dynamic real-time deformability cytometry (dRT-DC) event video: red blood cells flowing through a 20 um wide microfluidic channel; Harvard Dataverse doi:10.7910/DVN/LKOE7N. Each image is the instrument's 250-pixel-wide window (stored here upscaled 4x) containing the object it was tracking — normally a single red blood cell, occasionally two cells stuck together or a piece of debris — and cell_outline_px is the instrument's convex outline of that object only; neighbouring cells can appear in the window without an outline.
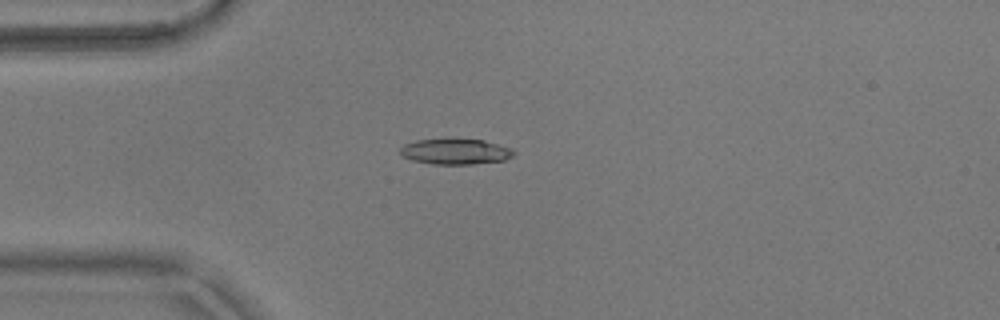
{"species": "common noctule bat (a hibernating species)", "species_latin": "Nyctalus noctula", "temperature_condition": "warm", "stored_images_in_passage": 53, "camera_frame_rate_fps": 3000, "um_per_image_px": 0.085, "animal": {"sex": "male", "body_mass_g": 17.9}, "frame": {"image": 1, "passage_image": 13, "time_ms": 4.0, "image_size_px": [1000, 320], "cell_outline_px": [[516, 152], [512, 156], [504, 160], [472, 164], [432, 164], [412, 160], [404, 156], [400, 152], [400, 148], [404, 144], [416, 140], [448, 136], [484, 140], [512, 148]], "centroid_in_image_um": [38.7, 12.83], "position_along_channel_um": 46.3, "area_um2": 17.63}}
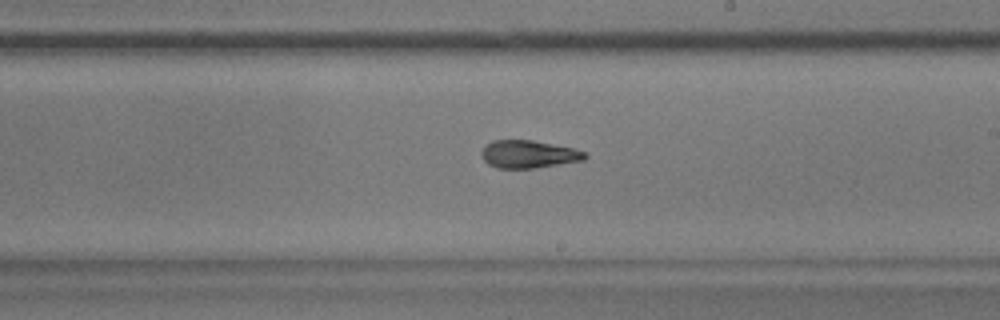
{"frame": {"image": 2, "passage_image": 30, "time_ms": 9.667, "image_size_px": [1000, 320], "cell_outline_px": [[588, 156], [584, 160], [536, 168], [496, 168], [488, 164], [480, 156], [480, 152], [492, 140], [532, 140], [572, 148], [584, 152]], "centroid_in_image_um": [44.9, 13.11], "position_along_channel_um": 244.1, "area_um2": 16.65}}
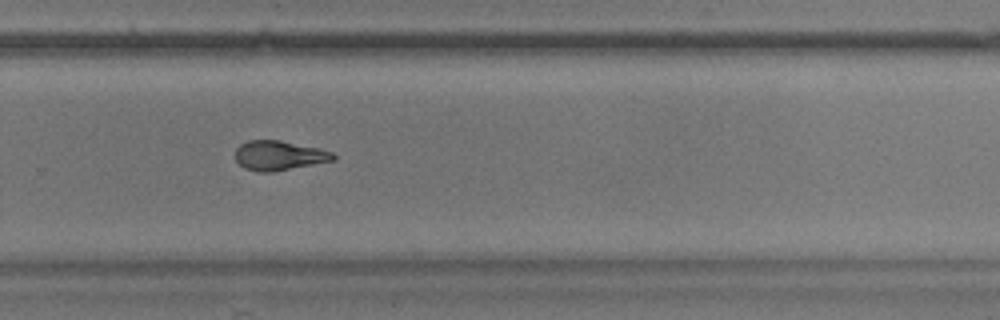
{"frame": {"image": 3, "passage_image": 35, "time_ms": 11.333, "image_size_px": [1000, 320], "cell_outline_px": [[336, 160], [272, 172], [260, 172], [244, 168], [236, 160], [236, 148], [240, 144], [248, 140], [280, 140], [320, 148], [332, 152], [336, 156]], "centroid_in_image_um": [23.74, 13.21], "position_along_channel_um": 306.1, "area_um2": 16.94}, "authors_computed_cell_mechanics": {"area_um2": 17.1666, "velocity_mm_per_s": 3.7375, "shape_relaxation_time_tau1_ms": null, "shape_relaxation_time_tau2_ms": 3.5003, "deformation_change_tau1": null, "deformation_change_tau2": 0.1062}}